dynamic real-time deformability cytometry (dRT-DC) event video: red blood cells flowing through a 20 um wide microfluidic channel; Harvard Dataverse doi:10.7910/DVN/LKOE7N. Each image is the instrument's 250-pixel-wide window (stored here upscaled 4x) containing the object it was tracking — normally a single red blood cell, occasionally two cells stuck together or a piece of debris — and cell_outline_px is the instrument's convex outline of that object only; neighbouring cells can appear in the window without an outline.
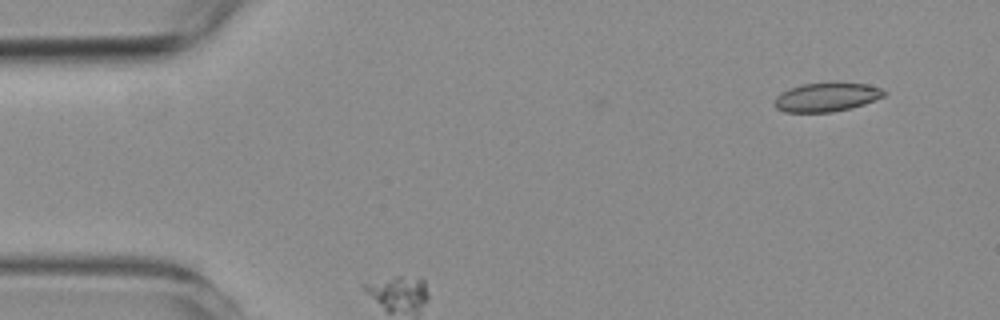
{"species": "common noctule bat (a hibernating species)", "species_latin": "Nyctalus noctula", "temperature_condition": "room temperature", "stored_images_in_passage": 35, "camera_frame_rate_fps": 3000, "um_per_image_px": 0.085, "animal": {"sex": "female", "body_mass_g": 19.3, "forearm_length_mm": 54.1}, "frame": {"image": 1, "passage_image": 1, "time_ms": 0.0, "image_size_px": [1000, 320], "cell_outline_px": [[888, 92], [884, 96], [864, 104], [832, 112], [784, 112], [776, 108], [772, 104], [776, 96], [780, 92], [788, 88], [800, 84], [836, 80], [868, 84], [880, 88]], "centroid_in_image_um": [70.23, 8.21], "position_along_channel_um": 14.8, "area_um2": 19.19}}
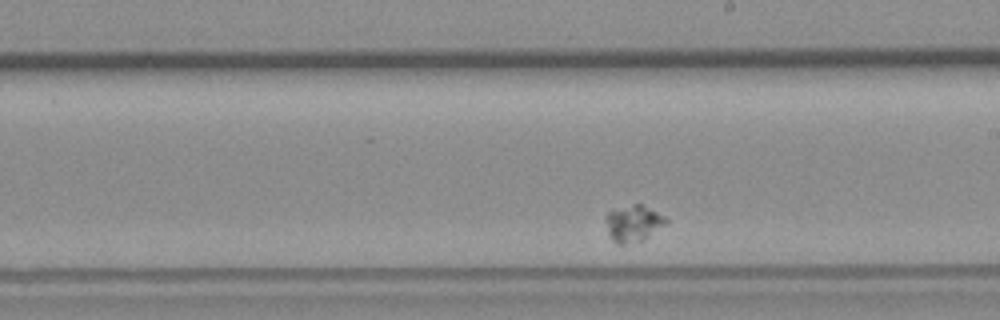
{"frame": {"image": 2, "passage_image": 21, "time_ms": 6.667, "image_size_px": [1000, 320], "cell_outline_px": [[668, 224], [644, 240], [624, 244], [616, 244], [612, 240], [608, 232], [604, 220], [604, 216], [612, 208], [632, 204], [640, 204], [664, 216], [668, 220]], "centroid_in_image_um": [53.81, 18.99], "position_along_channel_um": 235.2, "area_um2": 13.12}}
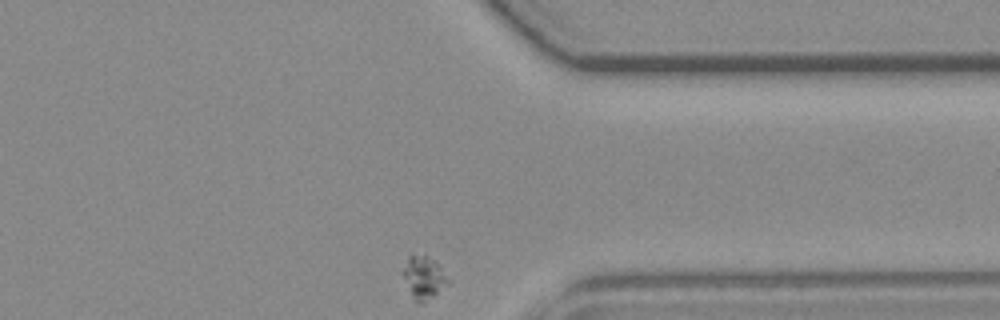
{"frame": {"image": 3, "passage_image": 35, "time_ms": 11.333, "image_size_px": [1000, 320], "cell_outline_px": [[452, 284], [424, 304], [420, 304], [412, 300], [404, 276], [404, 268], [408, 256], [424, 256], [436, 260], [440, 264], [452, 280]], "centroid_in_image_um": [36.14, 23.66], "position_along_channel_um": 375.3, "area_um2": 11.68}}